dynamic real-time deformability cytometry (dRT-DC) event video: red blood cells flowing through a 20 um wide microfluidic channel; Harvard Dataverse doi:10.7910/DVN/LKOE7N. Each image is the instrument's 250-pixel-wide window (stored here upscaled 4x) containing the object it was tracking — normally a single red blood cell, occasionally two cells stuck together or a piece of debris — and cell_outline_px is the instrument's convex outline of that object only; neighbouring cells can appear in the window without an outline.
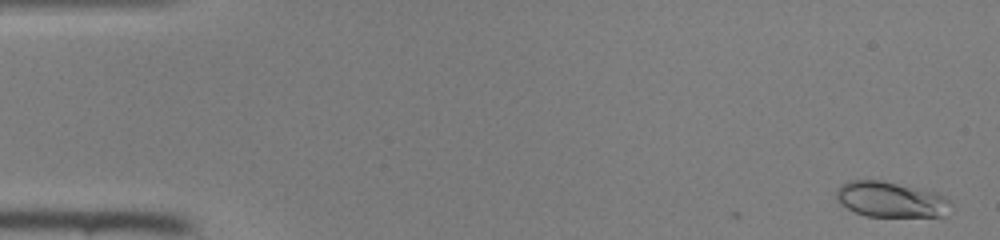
{"species": "common noctule bat (a hibernating species)", "species_latin": "Nyctalus noctula", "temperature_condition": "room temperature", "stored_images_in_passage": 2, "camera_frame_rate_fps": 3000, "um_per_image_px": 0.085, "animal": {"sex": "female", "body_mass_g": 22.0, "forearm_length_mm": 56.7}, "frame": {"image": 1, "passage_image": 2, "time_ms": 0.333, "image_size_px": [1000, 240], "cell_outline_px": [[952, 204], [944, 216], [864, 216], [840, 204], [836, 196], [836, 188], [840, 184], [848, 180], [880, 180], [920, 188], [936, 192], [944, 196]], "centroid_in_image_um": [75.69, 16.94], "position_along_channel_um": 9.3, "area_um2": 23.76}}